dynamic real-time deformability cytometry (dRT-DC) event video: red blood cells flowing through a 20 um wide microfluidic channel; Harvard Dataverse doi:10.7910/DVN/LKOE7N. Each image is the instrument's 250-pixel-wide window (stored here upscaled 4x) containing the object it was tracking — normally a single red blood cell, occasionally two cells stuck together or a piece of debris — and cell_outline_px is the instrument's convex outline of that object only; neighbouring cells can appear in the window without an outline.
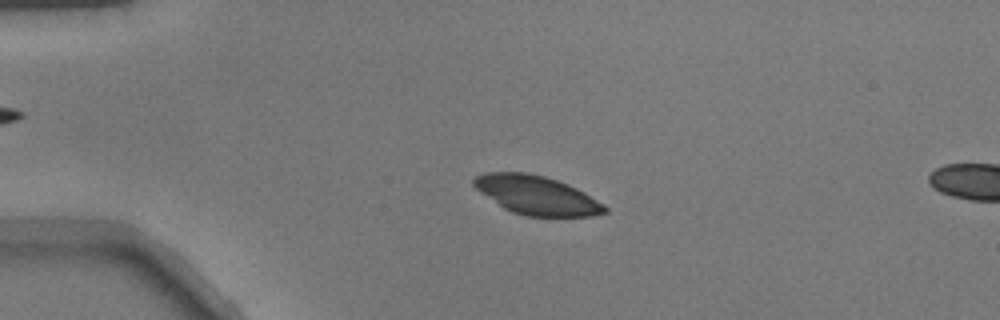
{"species": "common noctule bat (a hibernating species)", "species_latin": "Nyctalus noctula", "temperature_condition": "warm", "stored_images_in_passage": 16, "camera_frame_rate_fps": 3000, "um_per_image_px": 0.085, "animal": {"sex": "male", "body_mass_g": 17.9}, "frame": {"image": 1, "passage_image": 12, "time_ms": 3.667, "image_size_px": [1000, 320], "cell_outline_px": [[608, 212], [592, 216], [524, 216], [512, 212], [504, 208], [480, 192], [472, 184], [472, 180], [476, 176], [484, 172], [528, 172], [544, 176], [568, 184], [584, 192], [604, 204], [608, 208]], "centroid_in_image_um": [45.61, 16.59], "position_along_channel_um": 39.4, "area_um2": 29.59}}